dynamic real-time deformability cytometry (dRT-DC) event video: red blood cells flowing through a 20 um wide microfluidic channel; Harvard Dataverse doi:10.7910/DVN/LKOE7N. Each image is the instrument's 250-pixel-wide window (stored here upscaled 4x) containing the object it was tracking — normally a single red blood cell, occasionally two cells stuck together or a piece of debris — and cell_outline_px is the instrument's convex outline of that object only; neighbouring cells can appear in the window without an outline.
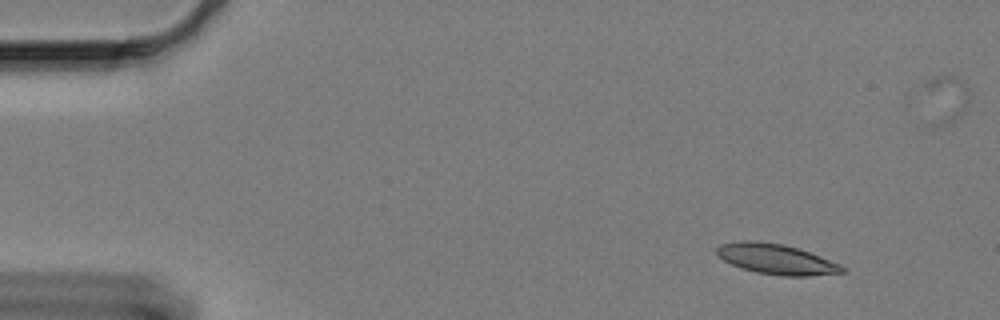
{"species": "Egyptian fruit bat (a non-hibernating species)", "species_latin": "Rousettus aegyptiacus", "temperature_condition": "cold", "stored_images_in_passage": 57, "camera_frame_rate_fps": 3000, "um_per_image_px": 0.085, "animal": {"sex": "female"}, "frame": {"image": 1, "passage_image": 1, "time_ms": 0.0, "image_size_px": [1000, 320], "cell_outline_px": [[844, 272], [808, 276], [784, 276], [756, 272], [740, 268], [716, 256], [716, 248], [720, 244], [740, 240], [756, 240], [784, 244], [820, 256], [840, 264], [844, 268]], "centroid_in_image_um": [65.92, 22.01], "position_along_channel_um": 19.1, "area_um2": 22.14}}
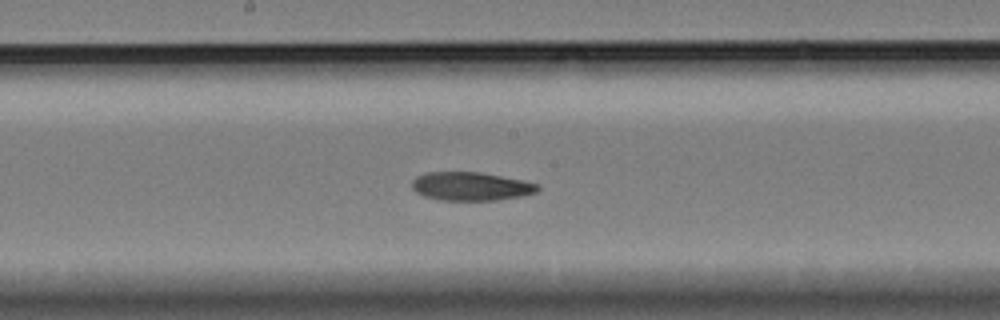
{"frame": {"image": 2, "passage_image": 27, "time_ms": 8.667, "image_size_px": [1000, 320], "cell_outline_px": [[540, 188], [536, 192], [524, 196], [496, 200], [440, 200], [424, 196], [416, 192], [412, 188], [412, 180], [416, 176], [424, 172], [480, 172], [524, 180], [540, 184]], "centroid_in_image_um": [40.04, 15.83], "position_along_channel_um": 208.2, "area_um2": 21.1}}
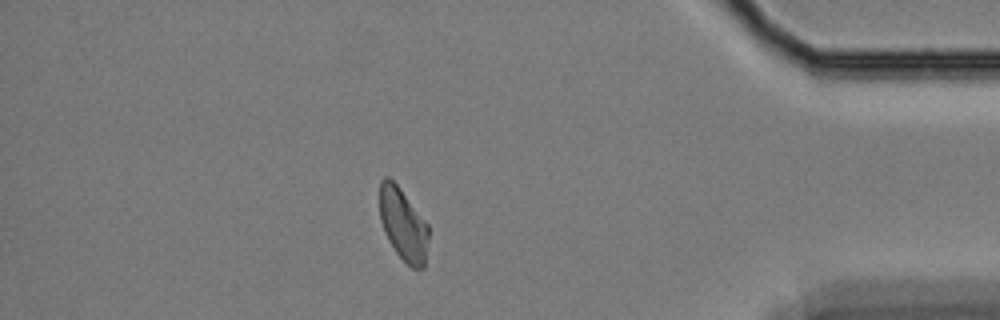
{"frame": {"image": 3, "passage_image": 48, "time_ms": 15.667, "image_size_px": [1000, 320], "cell_outline_px": [[428, 240], [424, 268], [412, 268], [396, 252], [388, 240], [384, 232], [380, 220], [380, 180], [384, 176], [388, 176], [400, 188], [428, 224]], "centroid_in_image_um": [34.26, 19.07], "position_along_channel_um": 400.9, "area_um2": 20.52}}